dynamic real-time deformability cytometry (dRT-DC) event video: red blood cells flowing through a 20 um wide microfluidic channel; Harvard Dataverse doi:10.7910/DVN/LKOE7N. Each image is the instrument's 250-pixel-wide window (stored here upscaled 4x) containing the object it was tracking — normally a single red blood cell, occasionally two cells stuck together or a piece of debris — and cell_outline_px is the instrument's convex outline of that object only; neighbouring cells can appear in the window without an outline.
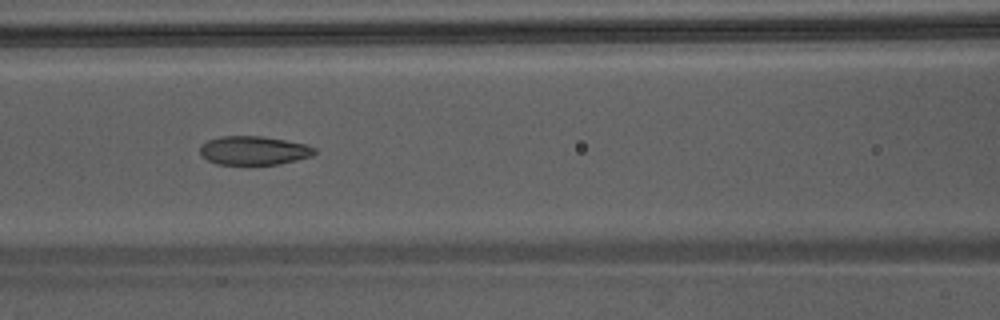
{"species": "Egyptian fruit bat (a non-hibernating species)", "species_latin": "Rousettus aegyptiacus", "temperature_condition": "warm", "stored_images_in_passage": 42, "camera_frame_rate_fps": 3000, "um_per_image_px": 0.085, "animal": {"sex": "male"}, "frame": {"image": 1, "passage_image": 17, "time_ms": 5.333, "image_size_px": [1000, 320], "cell_outline_px": [[316, 152], [312, 156], [296, 160], [276, 164], [216, 164], [200, 156], [200, 144], [208, 140], [220, 136], [264, 136], [308, 144], [316, 148]], "centroid_in_image_um": [21.57, 12.78], "position_along_channel_um": 145.0, "area_um2": 19.36}}
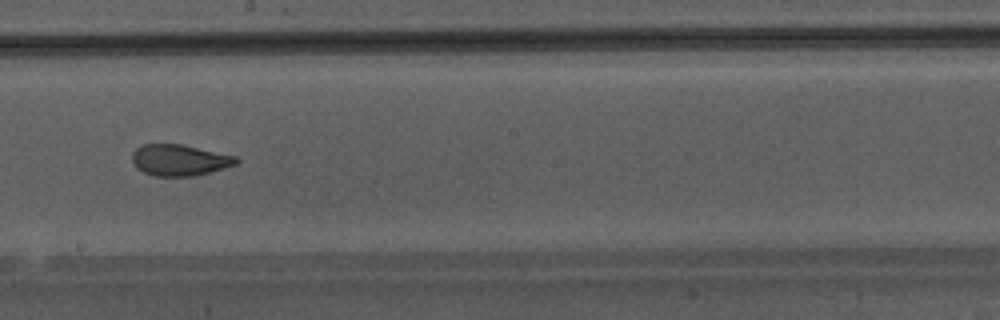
{"frame": {"image": 2, "passage_image": 23, "time_ms": 7.333, "image_size_px": [1000, 320], "cell_outline_px": [[240, 160], [236, 164], [224, 168], [196, 176], [156, 176], [144, 172], [136, 168], [132, 160], [132, 152], [136, 148], [144, 144], [180, 144], [236, 156]], "centroid_in_image_um": [15.25, 13.61], "position_along_channel_um": 233.0, "area_um2": 18.9}}
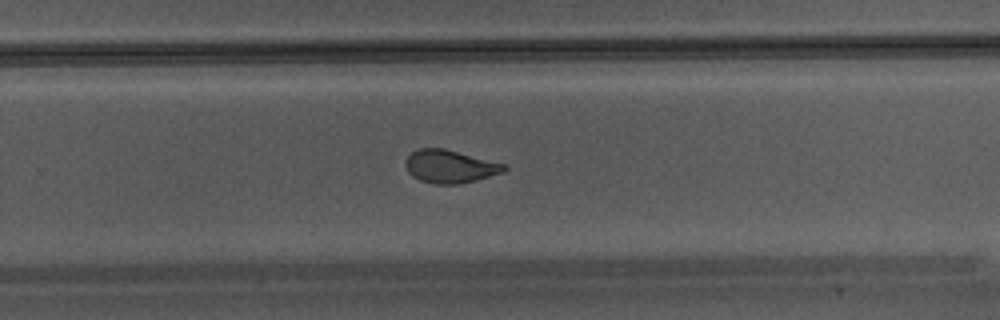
{"frame": {"image": 3, "passage_image": 27, "time_ms": 8.667, "image_size_px": [1000, 320], "cell_outline_px": [[508, 168], [504, 172], [476, 180], [460, 184], [436, 184], [420, 180], [412, 176], [408, 172], [404, 164], [404, 160], [412, 152], [420, 148], [444, 148], [508, 164]], "centroid_in_image_um": [38.27, 14.14], "position_along_channel_um": 291.5, "area_um2": 19.19}}